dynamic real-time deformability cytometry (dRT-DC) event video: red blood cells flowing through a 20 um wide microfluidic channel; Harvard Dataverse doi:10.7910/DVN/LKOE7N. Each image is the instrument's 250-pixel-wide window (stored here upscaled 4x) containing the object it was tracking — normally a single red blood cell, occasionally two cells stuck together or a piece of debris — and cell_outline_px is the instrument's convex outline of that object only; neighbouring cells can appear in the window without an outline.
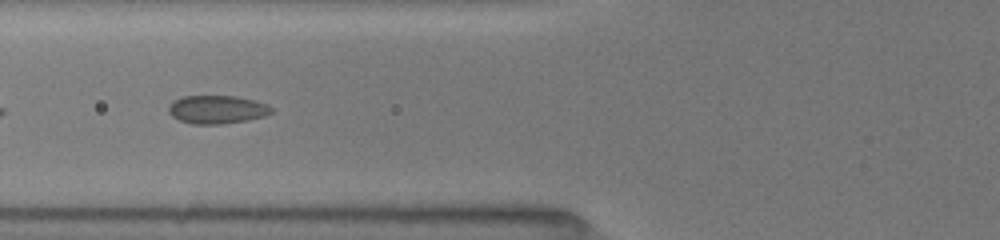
{"species": "common noctule bat (a hibernating species)", "species_latin": "Nyctalus noctula", "temperature_condition": "room temperature", "stored_images_in_passage": 19, "camera_frame_rate_fps": 3000, "um_per_image_px": 0.085, "animal": {"sex": "female", "body_mass_g": 19.5, "forearm_length_mm": 54.1}, "frame": {"image": 1, "passage_image": 6, "time_ms": 1.667, "image_size_px": [1000, 240], "cell_outline_px": [[272, 112], [264, 116], [248, 120], [220, 124], [192, 124], [180, 120], [172, 116], [168, 112], [168, 108], [172, 100], [184, 96], [236, 96], [256, 100], [268, 104], [272, 108]], "centroid_in_image_um": [18.45, 9.3], "position_along_channel_um": 107.4, "area_um2": 17.05}}
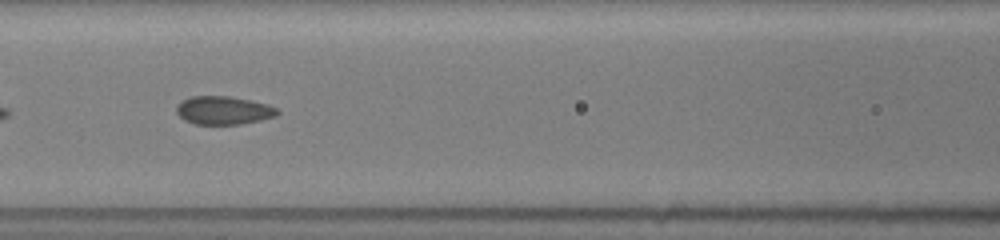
{"frame": {"image": 2, "passage_image": 9, "time_ms": 2.667, "image_size_px": [1000, 240], "cell_outline_px": [[280, 112], [276, 116], [260, 120], [240, 124], [196, 124], [184, 120], [176, 112], [176, 104], [180, 100], [192, 96], [228, 96], [268, 104], [276, 108]], "centroid_in_image_um": [18.97, 9.37], "position_along_channel_um": 147.6, "area_um2": 16.65}}